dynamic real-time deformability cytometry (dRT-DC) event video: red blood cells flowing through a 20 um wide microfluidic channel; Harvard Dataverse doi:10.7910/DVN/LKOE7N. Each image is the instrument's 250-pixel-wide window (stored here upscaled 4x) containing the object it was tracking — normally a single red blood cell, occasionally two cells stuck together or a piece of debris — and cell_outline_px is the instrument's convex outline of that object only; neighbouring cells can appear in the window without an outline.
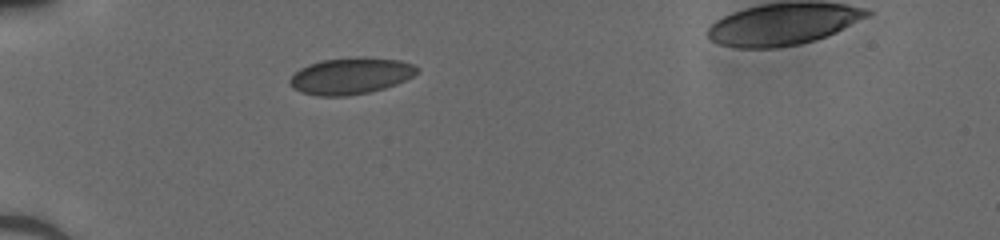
{"species": "human", "species_latin": "Homo sapiens", "temperature_condition": "cold", "stored_images_in_passage": 31, "camera_frame_rate_fps": 3000, "um_per_image_px": 0.085, "donor": {"sex": "male"}, "frame": {"image": 1, "passage_image": 1, "time_ms": 0.0, "image_size_px": [1000, 240], "cell_outline_px": [[420, 68], [412, 76], [396, 84], [384, 88], [368, 92], [348, 96], [316, 96], [300, 92], [292, 88], [288, 84], [288, 80], [300, 68], [308, 64], [324, 60], [360, 56], [364, 56], [400, 60], [412, 64]], "centroid_in_image_um": [29.78, 6.45], "position_along_channel_um": 55.2, "area_um2": 27.22}}
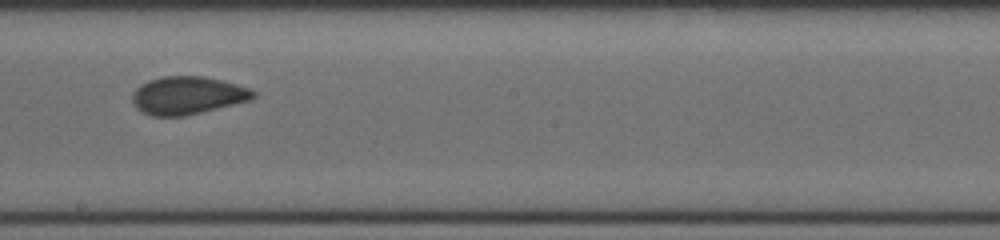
{"frame": {"image": 2, "passage_image": 15, "time_ms": 4.667, "image_size_px": [1000, 240], "cell_outline_px": [[256, 96], [252, 100], [184, 116], [152, 116], [136, 108], [132, 100], [132, 92], [140, 84], [148, 80], [164, 76], [204, 76], [252, 88], [256, 92]], "centroid_in_image_um": [15.95, 8.1], "position_along_channel_um": 232.2, "area_um2": 26.82}}
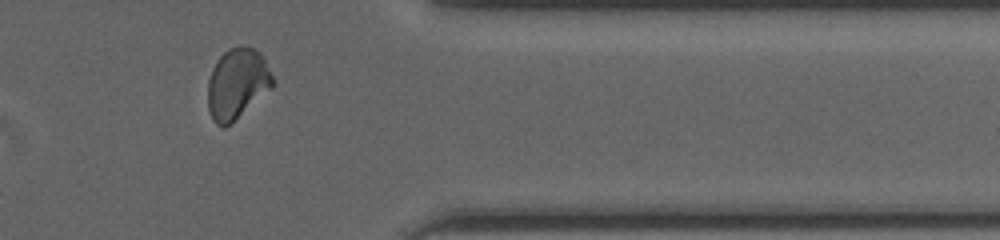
{"frame": {"image": 3, "passage_image": 27, "time_ms": 8.667, "image_size_px": [1000, 240], "cell_outline_px": [[276, 84], [272, 88], [224, 128], [220, 128], [212, 120], [208, 108], [208, 80], [212, 68], [216, 60], [228, 48], [240, 44], [252, 48], [260, 52], [276, 80]], "centroid_in_image_um": [20.16, 7.08], "position_along_channel_um": 391.2, "area_um2": 26.93}}